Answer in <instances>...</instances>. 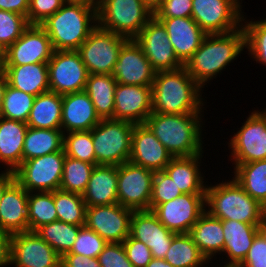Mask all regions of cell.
Instances as JSON below:
<instances>
[{
    "instance_id": "6da1fadb",
    "label": "cell",
    "mask_w": 266,
    "mask_h": 267,
    "mask_svg": "<svg viewBox=\"0 0 266 267\" xmlns=\"http://www.w3.org/2000/svg\"><path fill=\"white\" fill-rule=\"evenodd\" d=\"M202 91L184 66L176 70L158 71L152 84V112L203 113L206 102Z\"/></svg>"
},
{
    "instance_id": "7a4b0ae2",
    "label": "cell",
    "mask_w": 266,
    "mask_h": 267,
    "mask_svg": "<svg viewBox=\"0 0 266 267\" xmlns=\"http://www.w3.org/2000/svg\"><path fill=\"white\" fill-rule=\"evenodd\" d=\"M244 48L243 27L226 34H207L184 67L189 75L204 88L209 81L230 66L229 63L241 56Z\"/></svg>"
},
{
    "instance_id": "3957f363",
    "label": "cell",
    "mask_w": 266,
    "mask_h": 267,
    "mask_svg": "<svg viewBox=\"0 0 266 267\" xmlns=\"http://www.w3.org/2000/svg\"><path fill=\"white\" fill-rule=\"evenodd\" d=\"M202 113L162 114L152 112L145 122L172 157L203 154Z\"/></svg>"
},
{
    "instance_id": "277c9868",
    "label": "cell",
    "mask_w": 266,
    "mask_h": 267,
    "mask_svg": "<svg viewBox=\"0 0 266 267\" xmlns=\"http://www.w3.org/2000/svg\"><path fill=\"white\" fill-rule=\"evenodd\" d=\"M39 25L48 34L53 50H78L97 26V9L80 3L65 2Z\"/></svg>"
},
{
    "instance_id": "5b68a950",
    "label": "cell",
    "mask_w": 266,
    "mask_h": 267,
    "mask_svg": "<svg viewBox=\"0 0 266 267\" xmlns=\"http://www.w3.org/2000/svg\"><path fill=\"white\" fill-rule=\"evenodd\" d=\"M206 211L221 220H235L247 224H259L265 207L252 198L232 177L215 186H206Z\"/></svg>"
},
{
    "instance_id": "8992f818",
    "label": "cell",
    "mask_w": 266,
    "mask_h": 267,
    "mask_svg": "<svg viewBox=\"0 0 266 267\" xmlns=\"http://www.w3.org/2000/svg\"><path fill=\"white\" fill-rule=\"evenodd\" d=\"M153 16L154 11L142 0H99L97 25L134 39Z\"/></svg>"
},
{
    "instance_id": "52a82bcc",
    "label": "cell",
    "mask_w": 266,
    "mask_h": 267,
    "mask_svg": "<svg viewBox=\"0 0 266 267\" xmlns=\"http://www.w3.org/2000/svg\"><path fill=\"white\" fill-rule=\"evenodd\" d=\"M134 123L101 119L91 130L95 149V165L118 166L130 160Z\"/></svg>"
},
{
    "instance_id": "ba28073f",
    "label": "cell",
    "mask_w": 266,
    "mask_h": 267,
    "mask_svg": "<svg viewBox=\"0 0 266 267\" xmlns=\"http://www.w3.org/2000/svg\"><path fill=\"white\" fill-rule=\"evenodd\" d=\"M65 153L46 154L23 161L13 172L15 180L28 192H53L61 185Z\"/></svg>"
},
{
    "instance_id": "9c48e42d",
    "label": "cell",
    "mask_w": 266,
    "mask_h": 267,
    "mask_svg": "<svg viewBox=\"0 0 266 267\" xmlns=\"http://www.w3.org/2000/svg\"><path fill=\"white\" fill-rule=\"evenodd\" d=\"M129 39L96 26L77 50L89 74H111Z\"/></svg>"
},
{
    "instance_id": "30bf717a",
    "label": "cell",
    "mask_w": 266,
    "mask_h": 267,
    "mask_svg": "<svg viewBox=\"0 0 266 267\" xmlns=\"http://www.w3.org/2000/svg\"><path fill=\"white\" fill-rule=\"evenodd\" d=\"M241 4L242 0H192L191 17L206 34L230 33L242 27Z\"/></svg>"
},
{
    "instance_id": "8fae6325",
    "label": "cell",
    "mask_w": 266,
    "mask_h": 267,
    "mask_svg": "<svg viewBox=\"0 0 266 267\" xmlns=\"http://www.w3.org/2000/svg\"><path fill=\"white\" fill-rule=\"evenodd\" d=\"M242 124L228 143L233 168L266 159V114L253 109Z\"/></svg>"
},
{
    "instance_id": "7c38bea8",
    "label": "cell",
    "mask_w": 266,
    "mask_h": 267,
    "mask_svg": "<svg viewBox=\"0 0 266 267\" xmlns=\"http://www.w3.org/2000/svg\"><path fill=\"white\" fill-rule=\"evenodd\" d=\"M48 75L50 91L63 96L84 91L89 73L77 50H54Z\"/></svg>"
},
{
    "instance_id": "4fadbf2b",
    "label": "cell",
    "mask_w": 266,
    "mask_h": 267,
    "mask_svg": "<svg viewBox=\"0 0 266 267\" xmlns=\"http://www.w3.org/2000/svg\"><path fill=\"white\" fill-rule=\"evenodd\" d=\"M154 171L127 161L118 165V203L134 211L149 210Z\"/></svg>"
},
{
    "instance_id": "5bb4252c",
    "label": "cell",
    "mask_w": 266,
    "mask_h": 267,
    "mask_svg": "<svg viewBox=\"0 0 266 267\" xmlns=\"http://www.w3.org/2000/svg\"><path fill=\"white\" fill-rule=\"evenodd\" d=\"M134 40L156 72L176 70L184 66L174 53L166 28L155 16L148 21Z\"/></svg>"
},
{
    "instance_id": "9a60e30c",
    "label": "cell",
    "mask_w": 266,
    "mask_h": 267,
    "mask_svg": "<svg viewBox=\"0 0 266 267\" xmlns=\"http://www.w3.org/2000/svg\"><path fill=\"white\" fill-rule=\"evenodd\" d=\"M158 220L174 233H188L206 211L205 194H182L151 210Z\"/></svg>"
},
{
    "instance_id": "2e32d148",
    "label": "cell",
    "mask_w": 266,
    "mask_h": 267,
    "mask_svg": "<svg viewBox=\"0 0 266 267\" xmlns=\"http://www.w3.org/2000/svg\"><path fill=\"white\" fill-rule=\"evenodd\" d=\"M133 212L119 203L87 207L85 225L108 243H122L130 235Z\"/></svg>"
},
{
    "instance_id": "e0dca14e",
    "label": "cell",
    "mask_w": 266,
    "mask_h": 267,
    "mask_svg": "<svg viewBox=\"0 0 266 267\" xmlns=\"http://www.w3.org/2000/svg\"><path fill=\"white\" fill-rule=\"evenodd\" d=\"M51 40L38 24H30L5 50L4 66L48 63L53 54Z\"/></svg>"
},
{
    "instance_id": "ac0fdd59",
    "label": "cell",
    "mask_w": 266,
    "mask_h": 267,
    "mask_svg": "<svg viewBox=\"0 0 266 267\" xmlns=\"http://www.w3.org/2000/svg\"><path fill=\"white\" fill-rule=\"evenodd\" d=\"M11 266L61 267V256L35 232L11 235Z\"/></svg>"
},
{
    "instance_id": "d6986e66",
    "label": "cell",
    "mask_w": 266,
    "mask_h": 267,
    "mask_svg": "<svg viewBox=\"0 0 266 267\" xmlns=\"http://www.w3.org/2000/svg\"><path fill=\"white\" fill-rule=\"evenodd\" d=\"M155 73L141 47L129 39L121 48L111 75L118 84L152 86Z\"/></svg>"
},
{
    "instance_id": "ffe728a7",
    "label": "cell",
    "mask_w": 266,
    "mask_h": 267,
    "mask_svg": "<svg viewBox=\"0 0 266 267\" xmlns=\"http://www.w3.org/2000/svg\"><path fill=\"white\" fill-rule=\"evenodd\" d=\"M177 233L168 230L151 210L134 211L130 236L146 244L153 258L164 259Z\"/></svg>"
},
{
    "instance_id": "44dd1931",
    "label": "cell",
    "mask_w": 266,
    "mask_h": 267,
    "mask_svg": "<svg viewBox=\"0 0 266 267\" xmlns=\"http://www.w3.org/2000/svg\"><path fill=\"white\" fill-rule=\"evenodd\" d=\"M152 113V86L116 84L114 119L145 124Z\"/></svg>"
},
{
    "instance_id": "7402d4cb",
    "label": "cell",
    "mask_w": 266,
    "mask_h": 267,
    "mask_svg": "<svg viewBox=\"0 0 266 267\" xmlns=\"http://www.w3.org/2000/svg\"><path fill=\"white\" fill-rule=\"evenodd\" d=\"M172 158V155L146 124L134 125L130 162L155 172L164 170Z\"/></svg>"
},
{
    "instance_id": "603a6c76",
    "label": "cell",
    "mask_w": 266,
    "mask_h": 267,
    "mask_svg": "<svg viewBox=\"0 0 266 267\" xmlns=\"http://www.w3.org/2000/svg\"><path fill=\"white\" fill-rule=\"evenodd\" d=\"M166 28L178 60L185 65L199 48L206 33L192 17L157 18Z\"/></svg>"
},
{
    "instance_id": "cb8c5ba5",
    "label": "cell",
    "mask_w": 266,
    "mask_h": 267,
    "mask_svg": "<svg viewBox=\"0 0 266 267\" xmlns=\"http://www.w3.org/2000/svg\"><path fill=\"white\" fill-rule=\"evenodd\" d=\"M28 195L16 180L5 190L0 201V232L12 235L29 231Z\"/></svg>"
},
{
    "instance_id": "d4e9b609",
    "label": "cell",
    "mask_w": 266,
    "mask_h": 267,
    "mask_svg": "<svg viewBox=\"0 0 266 267\" xmlns=\"http://www.w3.org/2000/svg\"><path fill=\"white\" fill-rule=\"evenodd\" d=\"M100 121L101 119L85 91L62 96L61 130L63 133L89 131Z\"/></svg>"
},
{
    "instance_id": "484cf974",
    "label": "cell",
    "mask_w": 266,
    "mask_h": 267,
    "mask_svg": "<svg viewBox=\"0 0 266 267\" xmlns=\"http://www.w3.org/2000/svg\"><path fill=\"white\" fill-rule=\"evenodd\" d=\"M226 259L221 266L237 267L246 257L254 238L258 235V224H247L235 220H222ZM226 262V263H225Z\"/></svg>"
},
{
    "instance_id": "4316f807",
    "label": "cell",
    "mask_w": 266,
    "mask_h": 267,
    "mask_svg": "<svg viewBox=\"0 0 266 267\" xmlns=\"http://www.w3.org/2000/svg\"><path fill=\"white\" fill-rule=\"evenodd\" d=\"M118 166L95 165L85 192L82 194L87 207L118 203Z\"/></svg>"
},
{
    "instance_id": "83f0119b",
    "label": "cell",
    "mask_w": 266,
    "mask_h": 267,
    "mask_svg": "<svg viewBox=\"0 0 266 267\" xmlns=\"http://www.w3.org/2000/svg\"><path fill=\"white\" fill-rule=\"evenodd\" d=\"M204 155L173 157L165 171L183 194H205L206 183L200 165ZM201 161V162H200Z\"/></svg>"
},
{
    "instance_id": "f1b7e54d",
    "label": "cell",
    "mask_w": 266,
    "mask_h": 267,
    "mask_svg": "<svg viewBox=\"0 0 266 267\" xmlns=\"http://www.w3.org/2000/svg\"><path fill=\"white\" fill-rule=\"evenodd\" d=\"M193 242L199 247L201 253L211 263L217 254L223 256L225 246L222 220L211 216L205 211L188 232Z\"/></svg>"
},
{
    "instance_id": "f546056e",
    "label": "cell",
    "mask_w": 266,
    "mask_h": 267,
    "mask_svg": "<svg viewBox=\"0 0 266 267\" xmlns=\"http://www.w3.org/2000/svg\"><path fill=\"white\" fill-rule=\"evenodd\" d=\"M27 123L0 117V163L6 171H14L23 162Z\"/></svg>"
},
{
    "instance_id": "4dcf8cb0",
    "label": "cell",
    "mask_w": 266,
    "mask_h": 267,
    "mask_svg": "<svg viewBox=\"0 0 266 267\" xmlns=\"http://www.w3.org/2000/svg\"><path fill=\"white\" fill-rule=\"evenodd\" d=\"M8 84L20 91L38 96L50 91L48 63L3 66Z\"/></svg>"
},
{
    "instance_id": "1f68e13d",
    "label": "cell",
    "mask_w": 266,
    "mask_h": 267,
    "mask_svg": "<svg viewBox=\"0 0 266 267\" xmlns=\"http://www.w3.org/2000/svg\"><path fill=\"white\" fill-rule=\"evenodd\" d=\"M62 95L48 91L35 97L27 120L28 127L61 130Z\"/></svg>"
},
{
    "instance_id": "d6a6232c",
    "label": "cell",
    "mask_w": 266,
    "mask_h": 267,
    "mask_svg": "<svg viewBox=\"0 0 266 267\" xmlns=\"http://www.w3.org/2000/svg\"><path fill=\"white\" fill-rule=\"evenodd\" d=\"M111 74H89L84 91L90 97L100 119H114L115 87Z\"/></svg>"
},
{
    "instance_id": "836d02e7",
    "label": "cell",
    "mask_w": 266,
    "mask_h": 267,
    "mask_svg": "<svg viewBox=\"0 0 266 267\" xmlns=\"http://www.w3.org/2000/svg\"><path fill=\"white\" fill-rule=\"evenodd\" d=\"M63 131L28 127L23 146V161L63 149Z\"/></svg>"
},
{
    "instance_id": "e575fe53",
    "label": "cell",
    "mask_w": 266,
    "mask_h": 267,
    "mask_svg": "<svg viewBox=\"0 0 266 267\" xmlns=\"http://www.w3.org/2000/svg\"><path fill=\"white\" fill-rule=\"evenodd\" d=\"M234 179L262 206H266V159L238 164L234 168Z\"/></svg>"
},
{
    "instance_id": "d590c367",
    "label": "cell",
    "mask_w": 266,
    "mask_h": 267,
    "mask_svg": "<svg viewBox=\"0 0 266 267\" xmlns=\"http://www.w3.org/2000/svg\"><path fill=\"white\" fill-rule=\"evenodd\" d=\"M164 260L174 267H205L211 263L188 233H178L173 237Z\"/></svg>"
},
{
    "instance_id": "8d00e7d4",
    "label": "cell",
    "mask_w": 266,
    "mask_h": 267,
    "mask_svg": "<svg viewBox=\"0 0 266 267\" xmlns=\"http://www.w3.org/2000/svg\"><path fill=\"white\" fill-rule=\"evenodd\" d=\"M81 226L83 225H73L57 220L42 225L34 232L62 257L71 250Z\"/></svg>"
},
{
    "instance_id": "74e56055",
    "label": "cell",
    "mask_w": 266,
    "mask_h": 267,
    "mask_svg": "<svg viewBox=\"0 0 266 267\" xmlns=\"http://www.w3.org/2000/svg\"><path fill=\"white\" fill-rule=\"evenodd\" d=\"M53 192H29L28 223L29 232H34L42 225L57 221Z\"/></svg>"
},
{
    "instance_id": "f35d334b",
    "label": "cell",
    "mask_w": 266,
    "mask_h": 267,
    "mask_svg": "<svg viewBox=\"0 0 266 267\" xmlns=\"http://www.w3.org/2000/svg\"><path fill=\"white\" fill-rule=\"evenodd\" d=\"M54 203L58 221L85 225L87 206L81 194L58 189L54 191Z\"/></svg>"
},
{
    "instance_id": "ab89813d",
    "label": "cell",
    "mask_w": 266,
    "mask_h": 267,
    "mask_svg": "<svg viewBox=\"0 0 266 267\" xmlns=\"http://www.w3.org/2000/svg\"><path fill=\"white\" fill-rule=\"evenodd\" d=\"M95 165L65 156L61 190L83 194Z\"/></svg>"
},
{
    "instance_id": "60d3db41",
    "label": "cell",
    "mask_w": 266,
    "mask_h": 267,
    "mask_svg": "<svg viewBox=\"0 0 266 267\" xmlns=\"http://www.w3.org/2000/svg\"><path fill=\"white\" fill-rule=\"evenodd\" d=\"M35 97L8 84L4 94L0 117L27 123Z\"/></svg>"
},
{
    "instance_id": "b9f144b4",
    "label": "cell",
    "mask_w": 266,
    "mask_h": 267,
    "mask_svg": "<svg viewBox=\"0 0 266 267\" xmlns=\"http://www.w3.org/2000/svg\"><path fill=\"white\" fill-rule=\"evenodd\" d=\"M246 18L243 16L242 22L245 31V49L253 61L266 66V19L246 21Z\"/></svg>"
},
{
    "instance_id": "7bdbcfd3",
    "label": "cell",
    "mask_w": 266,
    "mask_h": 267,
    "mask_svg": "<svg viewBox=\"0 0 266 267\" xmlns=\"http://www.w3.org/2000/svg\"><path fill=\"white\" fill-rule=\"evenodd\" d=\"M63 150L66 156L95 165L91 130L64 133Z\"/></svg>"
},
{
    "instance_id": "ee69618b",
    "label": "cell",
    "mask_w": 266,
    "mask_h": 267,
    "mask_svg": "<svg viewBox=\"0 0 266 267\" xmlns=\"http://www.w3.org/2000/svg\"><path fill=\"white\" fill-rule=\"evenodd\" d=\"M29 25L25 16L0 10V45L6 50Z\"/></svg>"
},
{
    "instance_id": "f6af8a7d",
    "label": "cell",
    "mask_w": 266,
    "mask_h": 267,
    "mask_svg": "<svg viewBox=\"0 0 266 267\" xmlns=\"http://www.w3.org/2000/svg\"><path fill=\"white\" fill-rule=\"evenodd\" d=\"M183 193L165 170L155 171L152 184L149 210L155 206L173 200Z\"/></svg>"
},
{
    "instance_id": "bcb514c9",
    "label": "cell",
    "mask_w": 266,
    "mask_h": 267,
    "mask_svg": "<svg viewBox=\"0 0 266 267\" xmlns=\"http://www.w3.org/2000/svg\"><path fill=\"white\" fill-rule=\"evenodd\" d=\"M107 243L99 234L83 225L71 250L65 254H80L90 258H97Z\"/></svg>"
},
{
    "instance_id": "7dc6e473",
    "label": "cell",
    "mask_w": 266,
    "mask_h": 267,
    "mask_svg": "<svg viewBox=\"0 0 266 267\" xmlns=\"http://www.w3.org/2000/svg\"><path fill=\"white\" fill-rule=\"evenodd\" d=\"M64 3V0H29L28 23L39 25L58 11Z\"/></svg>"
},
{
    "instance_id": "c3c4849f",
    "label": "cell",
    "mask_w": 266,
    "mask_h": 267,
    "mask_svg": "<svg viewBox=\"0 0 266 267\" xmlns=\"http://www.w3.org/2000/svg\"><path fill=\"white\" fill-rule=\"evenodd\" d=\"M97 258L102 267H134L122 243H107Z\"/></svg>"
},
{
    "instance_id": "681fc988",
    "label": "cell",
    "mask_w": 266,
    "mask_h": 267,
    "mask_svg": "<svg viewBox=\"0 0 266 267\" xmlns=\"http://www.w3.org/2000/svg\"><path fill=\"white\" fill-rule=\"evenodd\" d=\"M126 256L134 267H146L152 260L149 247L130 235L122 242Z\"/></svg>"
},
{
    "instance_id": "f907efd6",
    "label": "cell",
    "mask_w": 266,
    "mask_h": 267,
    "mask_svg": "<svg viewBox=\"0 0 266 267\" xmlns=\"http://www.w3.org/2000/svg\"><path fill=\"white\" fill-rule=\"evenodd\" d=\"M192 0H163L155 9L156 18L191 17Z\"/></svg>"
},
{
    "instance_id": "816d5d0a",
    "label": "cell",
    "mask_w": 266,
    "mask_h": 267,
    "mask_svg": "<svg viewBox=\"0 0 266 267\" xmlns=\"http://www.w3.org/2000/svg\"><path fill=\"white\" fill-rule=\"evenodd\" d=\"M237 267H266V242L258 234L244 260Z\"/></svg>"
},
{
    "instance_id": "f5cc1de1",
    "label": "cell",
    "mask_w": 266,
    "mask_h": 267,
    "mask_svg": "<svg viewBox=\"0 0 266 267\" xmlns=\"http://www.w3.org/2000/svg\"><path fill=\"white\" fill-rule=\"evenodd\" d=\"M61 267H102L98 258H90L80 254H64L61 257Z\"/></svg>"
},
{
    "instance_id": "db71d44e",
    "label": "cell",
    "mask_w": 266,
    "mask_h": 267,
    "mask_svg": "<svg viewBox=\"0 0 266 267\" xmlns=\"http://www.w3.org/2000/svg\"><path fill=\"white\" fill-rule=\"evenodd\" d=\"M29 0H0V10L18 13L27 18Z\"/></svg>"
},
{
    "instance_id": "11a10c76",
    "label": "cell",
    "mask_w": 266,
    "mask_h": 267,
    "mask_svg": "<svg viewBox=\"0 0 266 267\" xmlns=\"http://www.w3.org/2000/svg\"><path fill=\"white\" fill-rule=\"evenodd\" d=\"M11 234L0 232V267L11 265Z\"/></svg>"
},
{
    "instance_id": "9f6ffc18",
    "label": "cell",
    "mask_w": 266,
    "mask_h": 267,
    "mask_svg": "<svg viewBox=\"0 0 266 267\" xmlns=\"http://www.w3.org/2000/svg\"><path fill=\"white\" fill-rule=\"evenodd\" d=\"M15 181L13 171L1 170L0 172V201L3 197L5 190Z\"/></svg>"
},
{
    "instance_id": "6f0895ef",
    "label": "cell",
    "mask_w": 266,
    "mask_h": 267,
    "mask_svg": "<svg viewBox=\"0 0 266 267\" xmlns=\"http://www.w3.org/2000/svg\"><path fill=\"white\" fill-rule=\"evenodd\" d=\"M7 85H8L7 77L5 73L3 72V70H0V112L2 109L4 94H5Z\"/></svg>"
},
{
    "instance_id": "680465c9",
    "label": "cell",
    "mask_w": 266,
    "mask_h": 267,
    "mask_svg": "<svg viewBox=\"0 0 266 267\" xmlns=\"http://www.w3.org/2000/svg\"><path fill=\"white\" fill-rule=\"evenodd\" d=\"M146 267H174L164 259L161 258H152L150 263Z\"/></svg>"
},
{
    "instance_id": "91938a15",
    "label": "cell",
    "mask_w": 266,
    "mask_h": 267,
    "mask_svg": "<svg viewBox=\"0 0 266 267\" xmlns=\"http://www.w3.org/2000/svg\"><path fill=\"white\" fill-rule=\"evenodd\" d=\"M258 234L265 240L266 242V213L262 215L261 221L258 224Z\"/></svg>"
},
{
    "instance_id": "94428289",
    "label": "cell",
    "mask_w": 266,
    "mask_h": 267,
    "mask_svg": "<svg viewBox=\"0 0 266 267\" xmlns=\"http://www.w3.org/2000/svg\"><path fill=\"white\" fill-rule=\"evenodd\" d=\"M68 3H80L90 7L98 8L99 0H64Z\"/></svg>"
},
{
    "instance_id": "6125c7cd",
    "label": "cell",
    "mask_w": 266,
    "mask_h": 267,
    "mask_svg": "<svg viewBox=\"0 0 266 267\" xmlns=\"http://www.w3.org/2000/svg\"><path fill=\"white\" fill-rule=\"evenodd\" d=\"M150 9H155L161 4L163 0H142Z\"/></svg>"
},
{
    "instance_id": "be15d7a7",
    "label": "cell",
    "mask_w": 266,
    "mask_h": 267,
    "mask_svg": "<svg viewBox=\"0 0 266 267\" xmlns=\"http://www.w3.org/2000/svg\"><path fill=\"white\" fill-rule=\"evenodd\" d=\"M5 62V49L0 45V70L3 69Z\"/></svg>"
}]
</instances>
